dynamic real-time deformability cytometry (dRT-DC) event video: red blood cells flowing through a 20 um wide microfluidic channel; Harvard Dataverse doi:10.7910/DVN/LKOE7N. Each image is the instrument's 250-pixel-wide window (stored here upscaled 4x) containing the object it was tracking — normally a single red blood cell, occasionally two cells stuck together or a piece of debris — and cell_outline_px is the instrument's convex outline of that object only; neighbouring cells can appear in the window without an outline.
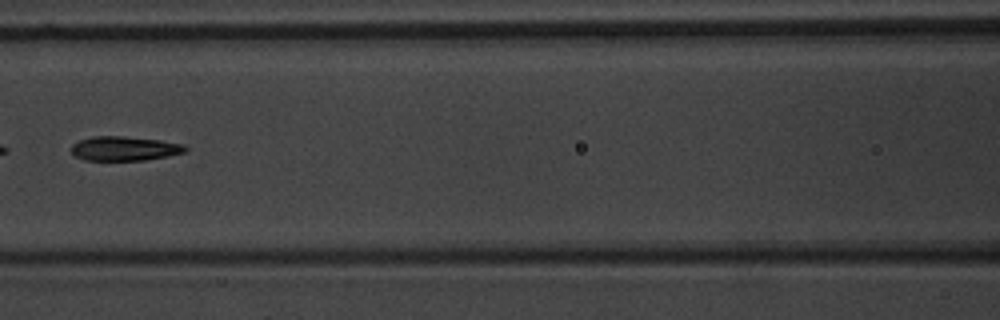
{"species": "common noctule bat (a hibernating species)", "species_latin": "Nyctalus noctula", "temperature_condition": "warm", "stored_images_in_passage": 7, "camera_frame_rate_fps": 3000, "um_per_image_px": 0.085, "animal": {"sex": "male", "body_mass_g": 20.1, "forearm_length_mm": 53.5}, "frame": {"image": 1, "passage_image": 5, "time_ms": 6.667, "image_size_px": [1000, 320], "cell_outline_px": [[188, 148], [184, 152], [168, 156], [144, 160], [84, 160], [72, 156], [72, 144], [80, 140], [92, 136], [124, 136], [160, 140], [184, 144]], "centroid_in_image_um": [10.56, 12.62], "position_along_channel_um": 156.0, "area_um2": 16.24}}
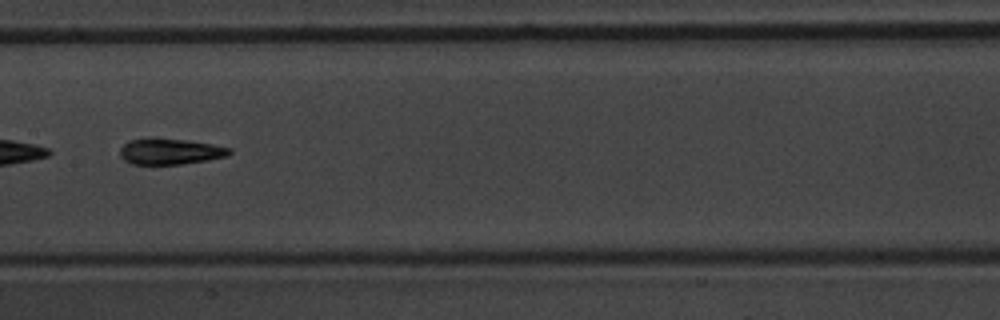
{"frame": {"image": 2, "passage_image": 6, "time_ms": 7.667, "image_size_px": [1000, 320], "cell_outline_px": [[232, 152], [228, 156], [208, 160], [180, 164], [132, 164], [124, 160], [120, 156], [120, 148], [128, 140], [148, 136], [156, 136], [188, 140], [212, 144], [232, 148]], "centroid_in_image_um": [14.44, 12.84], "position_along_channel_um": 193.0, "area_um2": 17.11}}
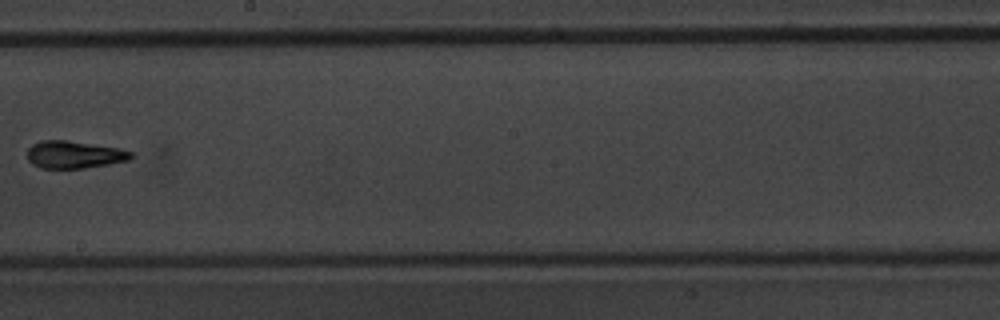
{"frame": {"image": 3, "passage_image": 7, "time_ms": 9.0, "image_size_px": [1000, 320], "cell_outline_px": [[136, 156], [128, 160], [108, 164], [84, 168], [40, 168], [32, 164], [28, 160], [28, 148], [32, 144], [40, 140], [64, 140], [120, 148], [132, 152]], "centroid_in_image_um": [6.31, 13.14], "position_along_channel_um": 241.9, "area_um2": 16.59}}